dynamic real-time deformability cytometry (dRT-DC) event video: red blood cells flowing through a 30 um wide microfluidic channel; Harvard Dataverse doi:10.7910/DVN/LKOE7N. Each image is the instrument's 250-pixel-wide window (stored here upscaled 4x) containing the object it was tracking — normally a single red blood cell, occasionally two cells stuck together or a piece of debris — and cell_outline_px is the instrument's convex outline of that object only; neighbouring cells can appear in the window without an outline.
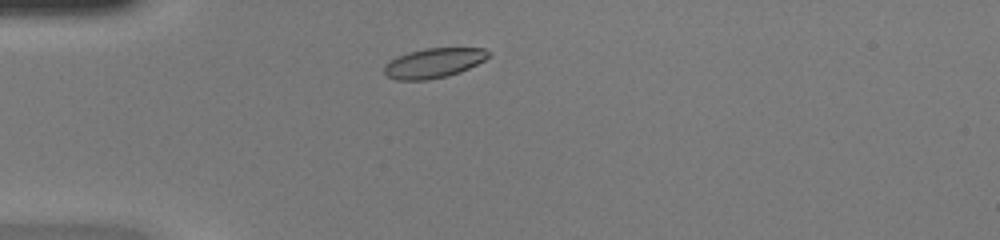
{"species": "common noctule bat (a hibernating species)", "species_latin": "Nyctalus noctula", "temperature_condition": "warm", "stored_images_in_passage": 36, "camera_frame_rate_fps": 3000, "um_per_image_px": 0.085, "animal": {"sex": "female", "body_mass_g": 20.0, "forearm_length_mm": 54.0}, "frame": {"image": 1, "passage_image": 1, "time_ms": 0.0, "image_size_px": [1000, 240], "cell_outline_px": [[492, 52], [484, 60], [460, 72], [448, 76], [428, 80], [396, 80], [388, 76], [384, 72], [384, 64], [396, 56], [408, 52], [424, 48], [484, 48]], "centroid_in_image_um": [36.85, 5.35], "position_along_channel_um": 48.2, "area_um2": 18.15}}
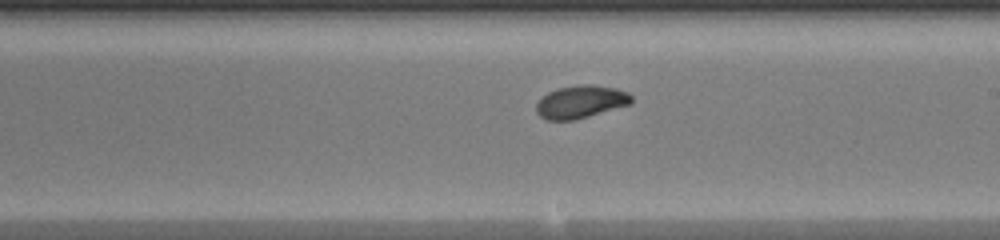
{"frame": {"image": 2, "passage_image": 16, "time_ms": 5.0, "image_size_px": [1000, 240], "cell_outline_px": [[632, 104], [588, 116], [572, 120], [548, 120], [540, 116], [536, 112], [536, 104], [548, 92], [556, 88], [584, 84], [592, 84], [616, 88], [628, 92], [632, 96]], "centroid_in_image_um": [49.38, 8.64], "position_along_channel_um": 239.6, "area_um2": 18.15}}
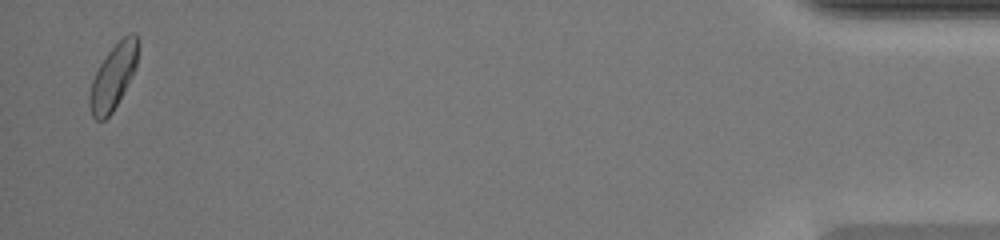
{"frame": {"image": 3, "passage_image": 35, "time_ms": 11.333, "image_size_px": [1000, 240], "cell_outline_px": [[140, 44], [136, 68], [132, 76], [112, 112], [104, 120], [96, 120], [92, 116], [88, 104], [88, 96], [92, 80], [100, 64], [108, 52], [124, 36], [132, 32], [136, 32]], "centroid_in_image_um": [9.64, 6.5], "position_along_channel_um": 425.6, "area_um2": 18.38}, "authors_computed_cell_mechanics": {"area_um2": 17.918, "velocity_mm_per_s": 4.2572, "shape_relaxation_time_tau1_ms": 1.9521, "shape_relaxation_time_tau2_ms": 1.1815, "deformation_change_tau1": 0.1315, "deformation_change_tau2": 0.0555}}